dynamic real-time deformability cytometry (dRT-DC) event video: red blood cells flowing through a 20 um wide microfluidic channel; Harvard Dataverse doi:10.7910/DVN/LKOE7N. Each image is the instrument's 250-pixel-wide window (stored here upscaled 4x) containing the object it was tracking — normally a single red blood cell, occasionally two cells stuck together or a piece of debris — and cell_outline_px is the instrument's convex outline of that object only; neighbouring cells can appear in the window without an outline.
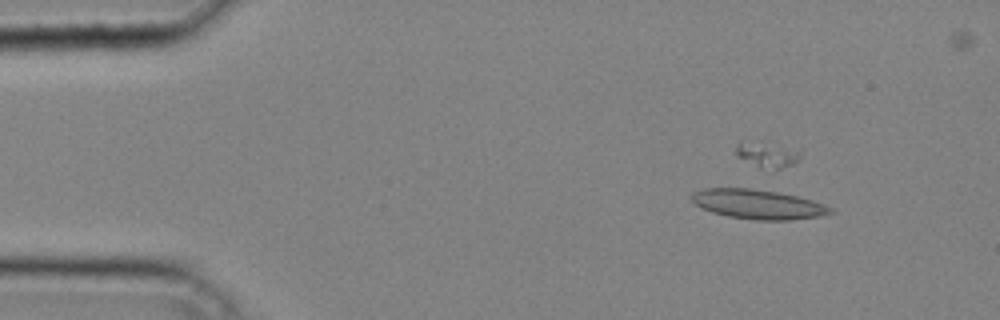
{"species": "common noctule bat (a hibernating species)", "species_latin": "Nyctalus noctula", "temperature_condition": "cold", "stored_images_in_passage": 41, "segment_of_instrument_passage": [2, 2], "camera_frame_rate_fps": 3000, "um_per_image_px": 0.085, "animal": {"sex": "male", "body_mass_g": 20.4}, "frame": {"image": 1, "passage_image": 6, "time_ms": 1.667, "image_size_px": [1000, 320], "cell_outline_px": [[836, 212], [820, 216], [788, 220], [756, 220], [728, 216], [712, 212], [696, 204], [692, 200], [692, 192], [704, 188], [752, 188], [776, 192], [796, 196], [812, 200], [824, 204], [832, 208]], "centroid_in_image_um": [64.45, 17.36], "position_along_channel_um": 20.6, "area_um2": 23.7}}
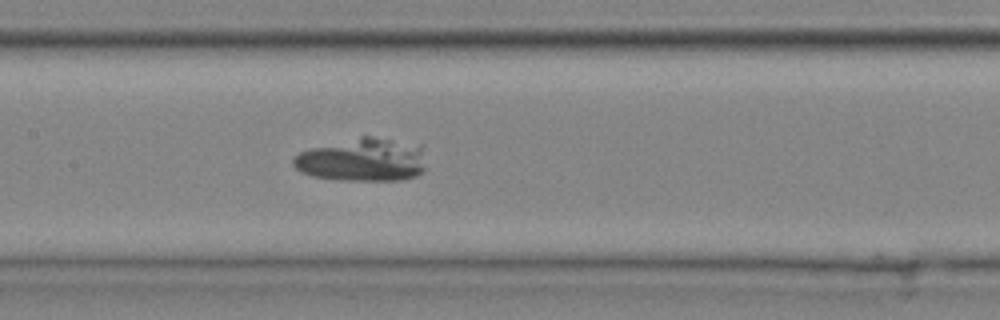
{"frame": {"image": 2, "passage_image": 21, "time_ms": 6.667, "image_size_px": [1000, 320], "cell_outline_px": [[424, 172], [416, 176], [400, 180], [348, 180], [312, 176], [300, 172], [292, 164], [292, 160], [300, 152], [312, 148], [360, 136], [372, 136], [424, 144]], "centroid_in_image_um": [30.88, 13.57], "position_along_channel_um": 176.5, "area_um2": 33.7}}
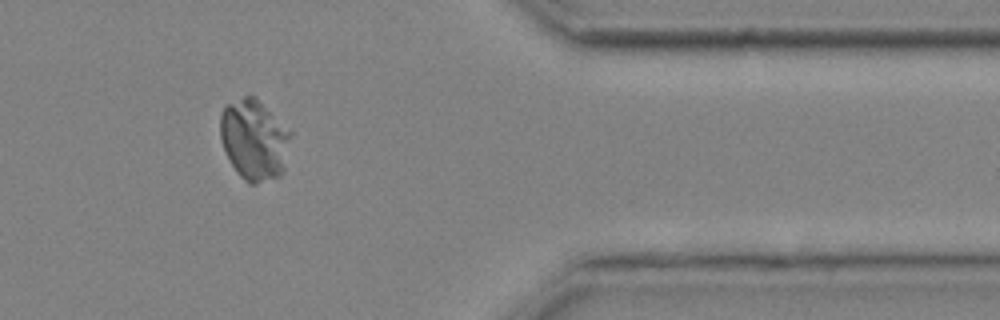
{"frame": {"image": 3, "passage_image": 36, "time_ms": 11.667, "image_size_px": [1000, 320], "cell_outline_px": [[292, 136], [284, 172], [280, 176], [256, 184], [248, 184], [236, 172], [224, 148], [220, 136], [220, 112], [228, 104], [244, 96], [256, 96], [292, 132]], "centroid_in_image_um": [21.64, 11.89], "position_along_channel_um": 389.8, "area_um2": 33.41}}